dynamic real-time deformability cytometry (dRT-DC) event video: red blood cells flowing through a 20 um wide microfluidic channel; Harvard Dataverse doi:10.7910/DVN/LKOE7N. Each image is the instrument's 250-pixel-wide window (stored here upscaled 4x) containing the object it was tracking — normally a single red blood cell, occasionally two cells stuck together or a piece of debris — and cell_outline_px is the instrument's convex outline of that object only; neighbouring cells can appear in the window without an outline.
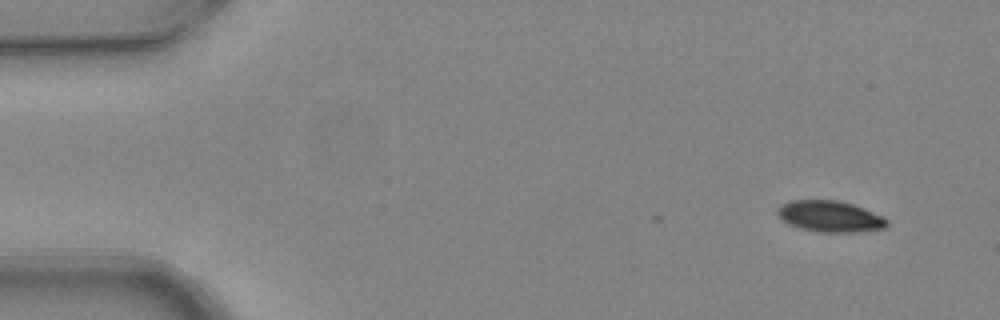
{"species": "common noctule bat (a hibernating species)", "species_latin": "Nyctalus noctula", "temperature_condition": "warm", "stored_images_in_passage": 5, "camera_frame_rate_fps": 3000, "um_per_image_px": 0.085, "animal": {"sex": "female", "body_mass_g": 24.6, "forearm_length_mm": 56.2}, "frame": {"image": 1, "passage_image": 1, "time_ms": 0.0, "image_size_px": [1000, 320], "cell_outline_px": [[888, 224], [884, 228], [856, 232], [816, 232], [800, 228], [788, 224], [776, 212], [784, 204], [792, 200], [836, 200], [852, 204], [884, 216], [888, 220]], "centroid_in_image_um": [70.59, 18.4], "position_along_channel_um": 14.4, "area_um2": 19.71}}